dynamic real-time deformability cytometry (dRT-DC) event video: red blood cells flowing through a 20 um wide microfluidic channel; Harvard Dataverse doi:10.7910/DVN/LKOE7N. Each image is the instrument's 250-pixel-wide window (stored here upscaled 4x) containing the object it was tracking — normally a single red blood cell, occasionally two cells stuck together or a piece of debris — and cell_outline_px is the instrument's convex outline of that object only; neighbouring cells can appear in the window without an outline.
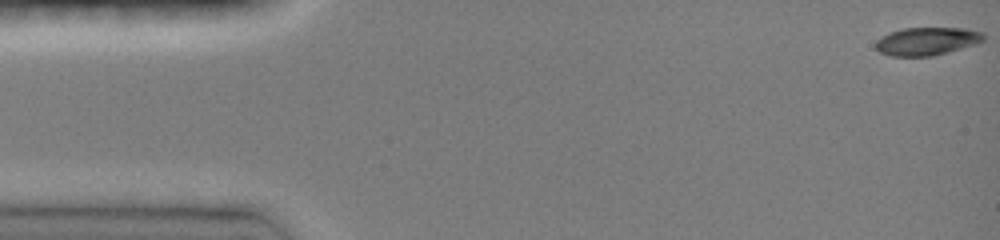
{"species": "common noctule bat (a hibernating species)", "species_latin": "Nyctalus noctula", "temperature_condition": "room temperature", "stored_images_in_passage": 40, "camera_frame_rate_fps": 3000, "um_per_image_px": 0.085, "animal": {"sex": "female", "body_mass_g": 19.0, "forearm_length_mm": 51.5}, "frame": {"image": 1, "passage_image": 1, "time_ms": 0.0, "image_size_px": [1000, 240], "cell_outline_px": [[984, 40], [976, 44], [932, 56], [892, 56], [880, 52], [876, 48], [876, 40], [888, 32], [904, 28], [964, 28], [984, 32]], "centroid_in_image_um": [78.79, 3.5], "position_along_channel_um": 6.2, "area_um2": 17.57}}
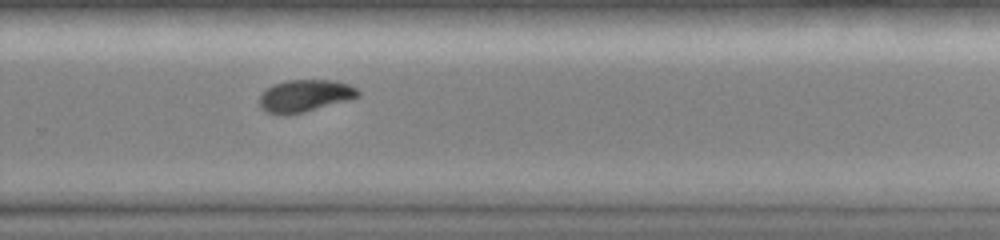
{"frame": {"image": 2, "passage_image": 32, "time_ms": 10.333, "image_size_px": [1000, 240], "cell_outline_px": [[360, 96], [348, 100], [304, 112], [284, 116], [280, 116], [268, 112], [260, 108], [260, 96], [268, 88], [276, 84], [288, 80], [336, 80], [348, 84], [356, 88], [360, 92]], "centroid_in_image_um": [25.93, 8.15], "position_along_channel_um": 303.9, "area_um2": 18.44}}
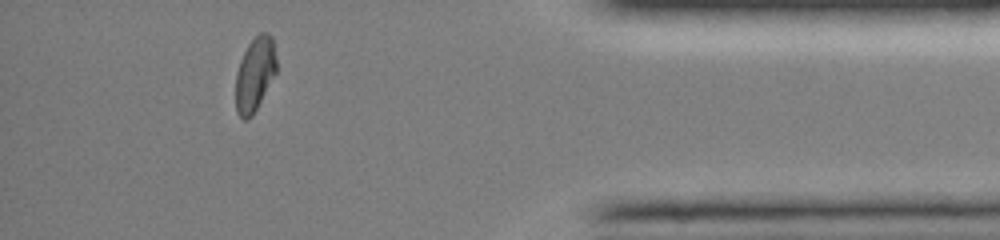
{"frame": {"image": 3, "passage_image": 37, "time_ms": 12.0, "image_size_px": [1000, 240], "cell_outline_px": [[276, 72], [252, 116], [248, 120], [244, 120], [236, 112], [236, 72], [240, 60], [248, 44], [260, 32], [268, 32], [272, 36], [276, 60]], "centroid_in_image_um": [21.65, 6.3], "position_along_channel_um": 413.5, "area_um2": 17.46}, "authors_computed_cell_mechanics": {"area_um2": 18.6116, "velocity_mm_per_s": 4.0982, "shape_relaxation_time_tau1_ms": 2.9132, "shape_relaxation_time_tau2_ms": null, "deformation_change_tau1": 0.1432, "deformation_change_tau2": null}}